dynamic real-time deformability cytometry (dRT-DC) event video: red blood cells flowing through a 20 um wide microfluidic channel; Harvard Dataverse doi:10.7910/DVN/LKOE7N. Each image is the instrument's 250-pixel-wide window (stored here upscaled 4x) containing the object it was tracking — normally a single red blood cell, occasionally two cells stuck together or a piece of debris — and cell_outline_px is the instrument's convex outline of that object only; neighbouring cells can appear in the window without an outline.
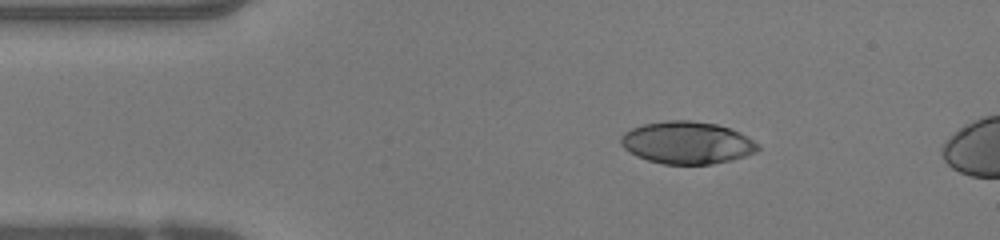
{"species": "human", "species_latin": "Homo sapiens", "temperature_condition": "warm", "stored_images_in_passage": 5, "camera_frame_rate_fps": 3000, "um_per_image_px": 0.085, "donor": {"sex": "female"}, "frame": {"image": 1, "passage_image": 1, "time_ms": 0.0, "image_size_px": [1000, 240], "cell_outline_px": [[760, 148], [756, 152], [732, 160], [712, 164], [664, 164], [648, 160], [636, 156], [624, 148], [620, 144], [620, 136], [624, 132], [632, 128], [644, 124], [668, 120], [692, 120], [716, 124], [740, 132], [760, 144]], "centroid_in_image_um": [58.4, 12.13], "position_along_channel_um": 26.6, "area_um2": 33.93}}